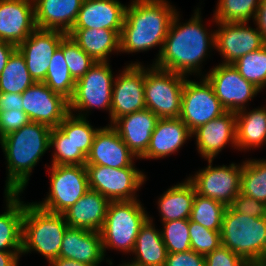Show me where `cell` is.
Here are the masks:
<instances>
[{
	"label": "cell",
	"mask_w": 266,
	"mask_h": 266,
	"mask_svg": "<svg viewBox=\"0 0 266 266\" xmlns=\"http://www.w3.org/2000/svg\"><path fill=\"white\" fill-rule=\"evenodd\" d=\"M30 122L24 111L0 112V139L15 132Z\"/></svg>",
	"instance_id": "obj_45"
},
{
	"label": "cell",
	"mask_w": 266,
	"mask_h": 266,
	"mask_svg": "<svg viewBox=\"0 0 266 266\" xmlns=\"http://www.w3.org/2000/svg\"><path fill=\"white\" fill-rule=\"evenodd\" d=\"M89 187L109 201L136 200V192L146 181V175L136 167L110 168L85 165Z\"/></svg>",
	"instance_id": "obj_10"
},
{
	"label": "cell",
	"mask_w": 266,
	"mask_h": 266,
	"mask_svg": "<svg viewBox=\"0 0 266 266\" xmlns=\"http://www.w3.org/2000/svg\"><path fill=\"white\" fill-rule=\"evenodd\" d=\"M66 35L58 30L36 28L24 42L17 46L35 82H44L52 56Z\"/></svg>",
	"instance_id": "obj_17"
},
{
	"label": "cell",
	"mask_w": 266,
	"mask_h": 266,
	"mask_svg": "<svg viewBox=\"0 0 266 266\" xmlns=\"http://www.w3.org/2000/svg\"><path fill=\"white\" fill-rule=\"evenodd\" d=\"M192 132L180 118H160L152 133L146 153L140 159H160L176 153Z\"/></svg>",
	"instance_id": "obj_24"
},
{
	"label": "cell",
	"mask_w": 266,
	"mask_h": 266,
	"mask_svg": "<svg viewBox=\"0 0 266 266\" xmlns=\"http://www.w3.org/2000/svg\"><path fill=\"white\" fill-rule=\"evenodd\" d=\"M200 9L196 8L191 19L183 24L179 23V12L175 14L154 66L187 77L192 73L201 76L200 65L209 49L215 48V31H207Z\"/></svg>",
	"instance_id": "obj_1"
},
{
	"label": "cell",
	"mask_w": 266,
	"mask_h": 266,
	"mask_svg": "<svg viewBox=\"0 0 266 266\" xmlns=\"http://www.w3.org/2000/svg\"><path fill=\"white\" fill-rule=\"evenodd\" d=\"M50 188L44 201L34 202L39 208L62 214L89 189L84 165H51Z\"/></svg>",
	"instance_id": "obj_9"
},
{
	"label": "cell",
	"mask_w": 266,
	"mask_h": 266,
	"mask_svg": "<svg viewBox=\"0 0 266 266\" xmlns=\"http://www.w3.org/2000/svg\"><path fill=\"white\" fill-rule=\"evenodd\" d=\"M204 77L226 111L238 112L247 108L246 104L261 91L245 80L232 64L220 63Z\"/></svg>",
	"instance_id": "obj_13"
},
{
	"label": "cell",
	"mask_w": 266,
	"mask_h": 266,
	"mask_svg": "<svg viewBox=\"0 0 266 266\" xmlns=\"http://www.w3.org/2000/svg\"><path fill=\"white\" fill-rule=\"evenodd\" d=\"M191 249L207 255L221 245V231H213L189 219Z\"/></svg>",
	"instance_id": "obj_42"
},
{
	"label": "cell",
	"mask_w": 266,
	"mask_h": 266,
	"mask_svg": "<svg viewBox=\"0 0 266 266\" xmlns=\"http://www.w3.org/2000/svg\"><path fill=\"white\" fill-rule=\"evenodd\" d=\"M54 147L51 165H84L87 157L75 147L71 139L59 128L50 132V149Z\"/></svg>",
	"instance_id": "obj_39"
},
{
	"label": "cell",
	"mask_w": 266,
	"mask_h": 266,
	"mask_svg": "<svg viewBox=\"0 0 266 266\" xmlns=\"http://www.w3.org/2000/svg\"><path fill=\"white\" fill-rule=\"evenodd\" d=\"M247 81L262 91L266 87V44L232 64Z\"/></svg>",
	"instance_id": "obj_38"
},
{
	"label": "cell",
	"mask_w": 266,
	"mask_h": 266,
	"mask_svg": "<svg viewBox=\"0 0 266 266\" xmlns=\"http://www.w3.org/2000/svg\"><path fill=\"white\" fill-rule=\"evenodd\" d=\"M134 261L142 266H164L167 249L162 239L161 230L155 229L153 218L141 226L132 251Z\"/></svg>",
	"instance_id": "obj_29"
},
{
	"label": "cell",
	"mask_w": 266,
	"mask_h": 266,
	"mask_svg": "<svg viewBox=\"0 0 266 266\" xmlns=\"http://www.w3.org/2000/svg\"><path fill=\"white\" fill-rule=\"evenodd\" d=\"M253 22L256 24V28L260 32L262 40L266 44V0L260 1Z\"/></svg>",
	"instance_id": "obj_48"
},
{
	"label": "cell",
	"mask_w": 266,
	"mask_h": 266,
	"mask_svg": "<svg viewBox=\"0 0 266 266\" xmlns=\"http://www.w3.org/2000/svg\"><path fill=\"white\" fill-rule=\"evenodd\" d=\"M221 245L251 266L266 264V218H254L227 206L221 229Z\"/></svg>",
	"instance_id": "obj_4"
},
{
	"label": "cell",
	"mask_w": 266,
	"mask_h": 266,
	"mask_svg": "<svg viewBox=\"0 0 266 266\" xmlns=\"http://www.w3.org/2000/svg\"><path fill=\"white\" fill-rule=\"evenodd\" d=\"M55 94L62 96L68 102L71 100L76 81L70 74L63 50L58 47L52 56L44 82Z\"/></svg>",
	"instance_id": "obj_33"
},
{
	"label": "cell",
	"mask_w": 266,
	"mask_h": 266,
	"mask_svg": "<svg viewBox=\"0 0 266 266\" xmlns=\"http://www.w3.org/2000/svg\"><path fill=\"white\" fill-rule=\"evenodd\" d=\"M187 77L154 66L145 67L144 95L146 109L159 118H179L181 99Z\"/></svg>",
	"instance_id": "obj_7"
},
{
	"label": "cell",
	"mask_w": 266,
	"mask_h": 266,
	"mask_svg": "<svg viewBox=\"0 0 266 266\" xmlns=\"http://www.w3.org/2000/svg\"><path fill=\"white\" fill-rule=\"evenodd\" d=\"M6 210L0 214V251L21 252L25 203L21 193L4 192Z\"/></svg>",
	"instance_id": "obj_27"
},
{
	"label": "cell",
	"mask_w": 266,
	"mask_h": 266,
	"mask_svg": "<svg viewBox=\"0 0 266 266\" xmlns=\"http://www.w3.org/2000/svg\"><path fill=\"white\" fill-rule=\"evenodd\" d=\"M234 211L254 218H266V203L242 194L235 197L229 205Z\"/></svg>",
	"instance_id": "obj_43"
},
{
	"label": "cell",
	"mask_w": 266,
	"mask_h": 266,
	"mask_svg": "<svg viewBox=\"0 0 266 266\" xmlns=\"http://www.w3.org/2000/svg\"><path fill=\"white\" fill-rule=\"evenodd\" d=\"M148 218L138 199L110 201L100 230L104 255L106 248L132 253L140 228Z\"/></svg>",
	"instance_id": "obj_6"
},
{
	"label": "cell",
	"mask_w": 266,
	"mask_h": 266,
	"mask_svg": "<svg viewBox=\"0 0 266 266\" xmlns=\"http://www.w3.org/2000/svg\"><path fill=\"white\" fill-rule=\"evenodd\" d=\"M23 111L31 122L58 127L70 113L69 102L45 83L35 82L22 93Z\"/></svg>",
	"instance_id": "obj_15"
},
{
	"label": "cell",
	"mask_w": 266,
	"mask_h": 266,
	"mask_svg": "<svg viewBox=\"0 0 266 266\" xmlns=\"http://www.w3.org/2000/svg\"><path fill=\"white\" fill-rule=\"evenodd\" d=\"M114 80L109 61L96 62L76 81L73 96L69 101V112L78 111L80 113L77 116L86 118L90 109H104L109 111L111 125V100Z\"/></svg>",
	"instance_id": "obj_8"
},
{
	"label": "cell",
	"mask_w": 266,
	"mask_h": 266,
	"mask_svg": "<svg viewBox=\"0 0 266 266\" xmlns=\"http://www.w3.org/2000/svg\"><path fill=\"white\" fill-rule=\"evenodd\" d=\"M195 194V187L187 178L167 189L157 202L161 223L190 219Z\"/></svg>",
	"instance_id": "obj_30"
},
{
	"label": "cell",
	"mask_w": 266,
	"mask_h": 266,
	"mask_svg": "<svg viewBox=\"0 0 266 266\" xmlns=\"http://www.w3.org/2000/svg\"><path fill=\"white\" fill-rule=\"evenodd\" d=\"M215 49L224 59L222 64H233L239 58L265 45L257 28L248 26V22H216Z\"/></svg>",
	"instance_id": "obj_16"
},
{
	"label": "cell",
	"mask_w": 266,
	"mask_h": 266,
	"mask_svg": "<svg viewBox=\"0 0 266 266\" xmlns=\"http://www.w3.org/2000/svg\"><path fill=\"white\" fill-rule=\"evenodd\" d=\"M145 66L130 63L115 77L111 100V125L120 117L146 109Z\"/></svg>",
	"instance_id": "obj_14"
},
{
	"label": "cell",
	"mask_w": 266,
	"mask_h": 266,
	"mask_svg": "<svg viewBox=\"0 0 266 266\" xmlns=\"http://www.w3.org/2000/svg\"><path fill=\"white\" fill-rule=\"evenodd\" d=\"M122 30L71 29L67 34L96 62H108L109 54L120 52Z\"/></svg>",
	"instance_id": "obj_28"
},
{
	"label": "cell",
	"mask_w": 266,
	"mask_h": 266,
	"mask_svg": "<svg viewBox=\"0 0 266 266\" xmlns=\"http://www.w3.org/2000/svg\"><path fill=\"white\" fill-rule=\"evenodd\" d=\"M38 29L68 34L73 28L83 0H33Z\"/></svg>",
	"instance_id": "obj_25"
},
{
	"label": "cell",
	"mask_w": 266,
	"mask_h": 266,
	"mask_svg": "<svg viewBox=\"0 0 266 266\" xmlns=\"http://www.w3.org/2000/svg\"><path fill=\"white\" fill-rule=\"evenodd\" d=\"M51 129L48 125L30 121L0 139L8 172L4 192L23 193L32 170L50 148Z\"/></svg>",
	"instance_id": "obj_3"
},
{
	"label": "cell",
	"mask_w": 266,
	"mask_h": 266,
	"mask_svg": "<svg viewBox=\"0 0 266 266\" xmlns=\"http://www.w3.org/2000/svg\"><path fill=\"white\" fill-rule=\"evenodd\" d=\"M237 149H254L266 144V107L255 108L248 112H236Z\"/></svg>",
	"instance_id": "obj_31"
},
{
	"label": "cell",
	"mask_w": 266,
	"mask_h": 266,
	"mask_svg": "<svg viewBox=\"0 0 266 266\" xmlns=\"http://www.w3.org/2000/svg\"><path fill=\"white\" fill-rule=\"evenodd\" d=\"M36 28L33 0H0V41L17 47Z\"/></svg>",
	"instance_id": "obj_18"
},
{
	"label": "cell",
	"mask_w": 266,
	"mask_h": 266,
	"mask_svg": "<svg viewBox=\"0 0 266 266\" xmlns=\"http://www.w3.org/2000/svg\"><path fill=\"white\" fill-rule=\"evenodd\" d=\"M125 9L119 0H83L72 29L122 30Z\"/></svg>",
	"instance_id": "obj_23"
},
{
	"label": "cell",
	"mask_w": 266,
	"mask_h": 266,
	"mask_svg": "<svg viewBox=\"0 0 266 266\" xmlns=\"http://www.w3.org/2000/svg\"><path fill=\"white\" fill-rule=\"evenodd\" d=\"M208 166L195 172L187 179L194 185L196 193L209 197L229 206L241 190V164L231 163L212 167L213 160H207Z\"/></svg>",
	"instance_id": "obj_12"
},
{
	"label": "cell",
	"mask_w": 266,
	"mask_h": 266,
	"mask_svg": "<svg viewBox=\"0 0 266 266\" xmlns=\"http://www.w3.org/2000/svg\"><path fill=\"white\" fill-rule=\"evenodd\" d=\"M59 257L99 266L105 258L100 231L68 226Z\"/></svg>",
	"instance_id": "obj_22"
},
{
	"label": "cell",
	"mask_w": 266,
	"mask_h": 266,
	"mask_svg": "<svg viewBox=\"0 0 266 266\" xmlns=\"http://www.w3.org/2000/svg\"><path fill=\"white\" fill-rule=\"evenodd\" d=\"M137 158L111 126L100 127L96 133L85 165H101L110 168L135 167Z\"/></svg>",
	"instance_id": "obj_20"
},
{
	"label": "cell",
	"mask_w": 266,
	"mask_h": 266,
	"mask_svg": "<svg viewBox=\"0 0 266 266\" xmlns=\"http://www.w3.org/2000/svg\"><path fill=\"white\" fill-rule=\"evenodd\" d=\"M225 112L212 85L204 76L200 82L185 79L179 118L191 132Z\"/></svg>",
	"instance_id": "obj_11"
},
{
	"label": "cell",
	"mask_w": 266,
	"mask_h": 266,
	"mask_svg": "<svg viewBox=\"0 0 266 266\" xmlns=\"http://www.w3.org/2000/svg\"><path fill=\"white\" fill-rule=\"evenodd\" d=\"M50 266H91L86 263L78 262L73 259H67V258H55L49 262Z\"/></svg>",
	"instance_id": "obj_51"
},
{
	"label": "cell",
	"mask_w": 266,
	"mask_h": 266,
	"mask_svg": "<svg viewBox=\"0 0 266 266\" xmlns=\"http://www.w3.org/2000/svg\"><path fill=\"white\" fill-rule=\"evenodd\" d=\"M159 119L151 110L144 109L118 118L111 126L137 159H140L147 151Z\"/></svg>",
	"instance_id": "obj_21"
},
{
	"label": "cell",
	"mask_w": 266,
	"mask_h": 266,
	"mask_svg": "<svg viewBox=\"0 0 266 266\" xmlns=\"http://www.w3.org/2000/svg\"><path fill=\"white\" fill-rule=\"evenodd\" d=\"M67 227L63 214L45 211L34 202H25L21 255L36 251L48 262L58 258Z\"/></svg>",
	"instance_id": "obj_5"
},
{
	"label": "cell",
	"mask_w": 266,
	"mask_h": 266,
	"mask_svg": "<svg viewBox=\"0 0 266 266\" xmlns=\"http://www.w3.org/2000/svg\"><path fill=\"white\" fill-rule=\"evenodd\" d=\"M59 47L63 50L66 64L75 81L79 80L96 63L69 35L62 39Z\"/></svg>",
	"instance_id": "obj_41"
},
{
	"label": "cell",
	"mask_w": 266,
	"mask_h": 266,
	"mask_svg": "<svg viewBox=\"0 0 266 266\" xmlns=\"http://www.w3.org/2000/svg\"><path fill=\"white\" fill-rule=\"evenodd\" d=\"M252 266H266V264H261V265H252Z\"/></svg>",
	"instance_id": "obj_53"
},
{
	"label": "cell",
	"mask_w": 266,
	"mask_h": 266,
	"mask_svg": "<svg viewBox=\"0 0 266 266\" xmlns=\"http://www.w3.org/2000/svg\"><path fill=\"white\" fill-rule=\"evenodd\" d=\"M118 266H142V265L132 260L131 262L119 264Z\"/></svg>",
	"instance_id": "obj_52"
},
{
	"label": "cell",
	"mask_w": 266,
	"mask_h": 266,
	"mask_svg": "<svg viewBox=\"0 0 266 266\" xmlns=\"http://www.w3.org/2000/svg\"><path fill=\"white\" fill-rule=\"evenodd\" d=\"M34 83L23 55L16 49L0 74V93L22 94Z\"/></svg>",
	"instance_id": "obj_32"
},
{
	"label": "cell",
	"mask_w": 266,
	"mask_h": 266,
	"mask_svg": "<svg viewBox=\"0 0 266 266\" xmlns=\"http://www.w3.org/2000/svg\"><path fill=\"white\" fill-rule=\"evenodd\" d=\"M58 127L72 140L86 157L88 156L94 137L100 128H94L87 118L69 113Z\"/></svg>",
	"instance_id": "obj_36"
},
{
	"label": "cell",
	"mask_w": 266,
	"mask_h": 266,
	"mask_svg": "<svg viewBox=\"0 0 266 266\" xmlns=\"http://www.w3.org/2000/svg\"><path fill=\"white\" fill-rule=\"evenodd\" d=\"M227 206L209 197L195 194L190 220L213 231H221Z\"/></svg>",
	"instance_id": "obj_35"
},
{
	"label": "cell",
	"mask_w": 266,
	"mask_h": 266,
	"mask_svg": "<svg viewBox=\"0 0 266 266\" xmlns=\"http://www.w3.org/2000/svg\"><path fill=\"white\" fill-rule=\"evenodd\" d=\"M164 266H206L204 255L192 249L185 252L168 253Z\"/></svg>",
	"instance_id": "obj_46"
},
{
	"label": "cell",
	"mask_w": 266,
	"mask_h": 266,
	"mask_svg": "<svg viewBox=\"0 0 266 266\" xmlns=\"http://www.w3.org/2000/svg\"><path fill=\"white\" fill-rule=\"evenodd\" d=\"M166 0H132L126 6L120 52L149 51L159 46L157 58L177 9Z\"/></svg>",
	"instance_id": "obj_2"
},
{
	"label": "cell",
	"mask_w": 266,
	"mask_h": 266,
	"mask_svg": "<svg viewBox=\"0 0 266 266\" xmlns=\"http://www.w3.org/2000/svg\"><path fill=\"white\" fill-rule=\"evenodd\" d=\"M15 110L23 111L22 94L0 93V112Z\"/></svg>",
	"instance_id": "obj_47"
},
{
	"label": "cell",
	"mask_w": 266,
	"mask_h": 266,
	"mask_svg": "<svg viewBox=\"0 0 266 266\" xmlns=\"http://www.w3.org/2000/svg\"><path fill=\"white\" fill-rule=\"evenodd\" d=\"M162 224V239L168 253L191 250L189 219L173 220Z\"/></svg>",
	"instance_id": "obj_40"
},
{
	"label": "cell",
	"mask_w": 266,
	"mask_h": 266,
	"mask_svg": "<svg viewBox=\"0 0 266 266\" xmlns=\"http://www.w3.org/2000/svg\"><path fill=\"white\" fill-rule=\"evenodd\" d=\"M17 49V47L11 43L0 41V74L5 68L9 57Z\"/></svg>",
	"instance_id": "obj_49"
},
{
	"label": "cell",
	"mask_w": 266,
	"mask_h": 266,
	"mask_svg": "<svg viewBox=\"0 0 266 266\" xmlns=\"http://www.w3.org/2000/svg\"><path fill=\"white\" fill-rule=\"evenodd\" d=\"M240 192L266 203V159L243 161Z\"/></svg>",
	"instance_id": "obj_34"
},
{
	"label": "cell",
	"mask_w": 266,
	"mask_h": 266,
	"mask_svg": "<svg viewBox=\"0 0 266 266\" xmlns=\"http://www.w3.org/2000/svg\"><path fill=\"white\" fill-rule=\"evenodd\" d=\"M21 252L0 251V266H19Z\"/></svg>",
	"instance_id": "obj_50"
},
{
	"label": "cell",
	"mask_w": 266,
	"mask_h": 266,
	"mask_svg": "<svg viewBox=\"0 0 266 266\" xmlns=\"http://www.w3.org/2000/svg\"><path fill=\"white\" fill-rule=\"evenodd\" d=\"M261 0H218L213 22L240 23L254 19Z\"/></svg>",
	"instance_id": "obj_37"
},
{
	"label": "cell",
	"mask_w": 266,
	"mask_h": 266,
	"mask_svg": "<svg viewBox=\"0 0 266 266\" xmlns=\"http://www.w3.org/2000/svg\"><path fill=\"white\" fill-rule=\"evenodd\" d=\"M193 136L196 137L199 154L206 160H214L228 143L236 149V112L226 111L199 126L192 132Z\"/></svg>",
	"instance_id": "obj_19"
},
{
	"label": "cell",
	"mask_w": 266,
	"mask_h": 266,
	"mask_svg": "<svg viewBox=\"0 0 266 266\" xmlns=\"http://www.w3.org/2000/svg\"><path fill=\"white\" fill-rule=\"evenodd\" d=\"M204 257L206 266H251L245 259L223 245Z\"/></svg>",
	"instance_id": "obj_44"
},
{
	"label": "cell",
	"mask_w": 266,
	"mask_h": 266,
	"mask_svg": "<svg viewBox=\"0 0 266 266\" xmlns=\"http://www.w3.org/2000/svg\"><path fill=\"white\" fill-rule=\"evenodd\" d=\"M109 202L99 192L89 189L62 214L69 227L100 231L104 225Z\"/></svg>",
	"instance_id": "obj_26"
}]
</instances>
